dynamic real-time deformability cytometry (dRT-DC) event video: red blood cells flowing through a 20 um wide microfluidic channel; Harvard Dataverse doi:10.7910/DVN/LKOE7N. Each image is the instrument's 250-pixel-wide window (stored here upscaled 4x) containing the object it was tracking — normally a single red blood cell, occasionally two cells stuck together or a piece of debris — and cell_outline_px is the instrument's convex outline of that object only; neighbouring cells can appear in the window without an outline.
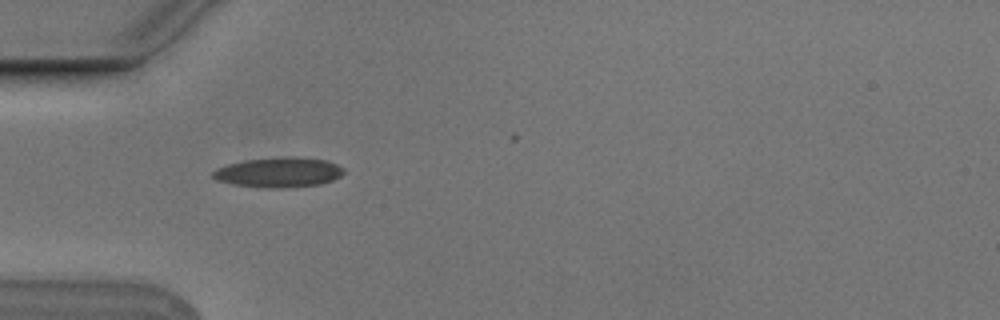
{"species": "Egyptian fruit bat (a non-hibernating species)", "species_latin": "Rousettus aegyptiacus", "temperature_condition": "cold", "stored_images_in_passage": 4, "camera_frame_rate_fps": 3000, "um_per_image_px": 0.085, "animal": {"sex": "male"}, "frame": {"image": 1, "passage_image": 2, "time_ms": 0.333, "image_size_px": [1000, 320], "cell_outline_px": [[344, 172], [340, 176], [332, 180], [320, 184], [284, 188], [268, 188], [232, 184], [216, 180], [212, 176], [212, 172], [216, 168], [228, 164], [244, 160], [280, 156], [296, 156], [324, 160], [336, 164], [344, 168]], "centroid_in_image_um": [23.67, 14.64], "position_along_channel_um": 61.3, "area_um2": 23.0}}